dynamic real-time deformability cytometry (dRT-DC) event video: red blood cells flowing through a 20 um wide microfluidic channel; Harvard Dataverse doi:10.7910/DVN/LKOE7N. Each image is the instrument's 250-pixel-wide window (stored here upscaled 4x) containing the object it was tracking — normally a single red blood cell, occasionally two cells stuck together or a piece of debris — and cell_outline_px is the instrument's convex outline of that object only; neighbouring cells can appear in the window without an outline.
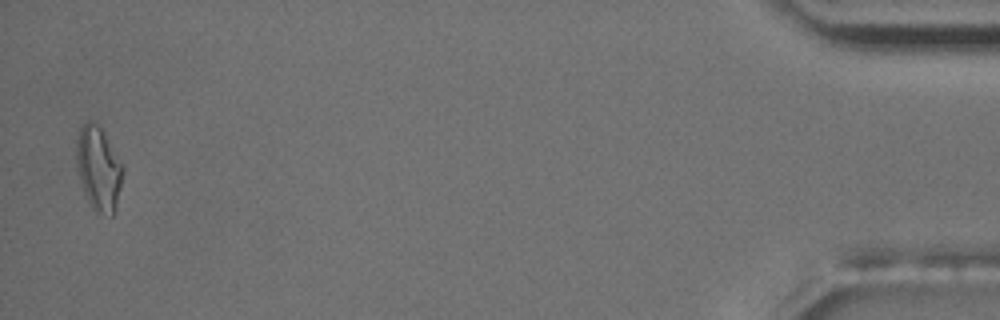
{"species": "common noctule bat (a hibernating species)", "species_latin": "Nyctalus noctula", "temperature_condition": "room temperature", "stored_images_in_passage": 14, "camera_frame_rate_fps": 3000, "um_per_image_px": 0.085, "animal": {"sex": "male", "body_mass_g": 17.5, "forearm_length_mm": 52.3}, "frame": {"image": 1, "passage_image": 14, "time_ms": 15.667, "image_size_px": [1000, 320], "cell_outline_px": [[124, 168], [120, 188], [116, 204], [112, 216], [100, 212], [92, 208], [84, 192], [80, 180], [76, 164], [76, 140], [80, 128], [88, 120], [92, 120], [104, 132]], "centroid_in_image_um": [8.36, 14.29], "position_along_channel_um": 426.8, "area_um2": 22.37}, "authors_computed_cell_mechanics": {"area_um2": 16.8487, "velocity_mm_per_s": 3.5609, "shape_relaxation_time_tau1_ms": 9.1672, "shape_relaxation_time_tau2_ms": 2.5292, "deformation_change_tau1": 0.2326, "deformation_change_tau2": 0.1067}}